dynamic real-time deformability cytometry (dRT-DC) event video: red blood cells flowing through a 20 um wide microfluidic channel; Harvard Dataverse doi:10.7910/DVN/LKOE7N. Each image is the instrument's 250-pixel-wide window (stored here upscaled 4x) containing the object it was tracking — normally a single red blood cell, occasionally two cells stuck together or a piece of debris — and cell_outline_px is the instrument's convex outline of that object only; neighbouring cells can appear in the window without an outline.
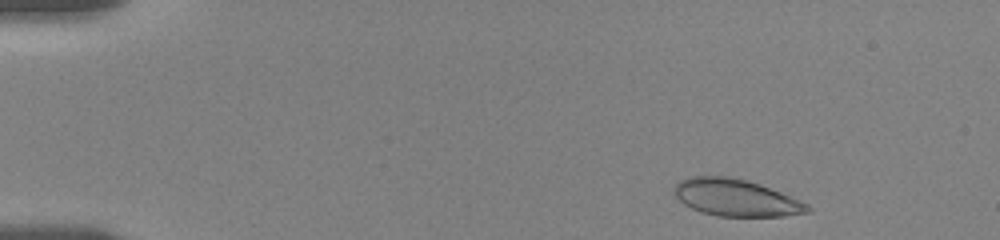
{"species": "human", "species_latin": "Homo sapiens", "temperature_condition": "room temperature", "stored_images_in_passage": 6, "camera_frame_rate_fps": 3000, "um_per_image_px": 0.085, "donor": {"sex": "female"}, "frame": {"image": 1, "passage_image": 1, "time_ms": 0.0, "image_size_px": [1000, 240], "cell_outline_px": [[812, 212], [784, 216], [716, 216], [700, 212], [684, 204], [672, 192], [676, 184], [680, 180], [688, 176], [728, 176], [748, 180], [780, 192], [800, 200], [808, 204], [812, 208]], "centroid_in_image_um": [62.55, 16.8], "position_along_channel_um": 22.5, "area_um2": 28.84}}